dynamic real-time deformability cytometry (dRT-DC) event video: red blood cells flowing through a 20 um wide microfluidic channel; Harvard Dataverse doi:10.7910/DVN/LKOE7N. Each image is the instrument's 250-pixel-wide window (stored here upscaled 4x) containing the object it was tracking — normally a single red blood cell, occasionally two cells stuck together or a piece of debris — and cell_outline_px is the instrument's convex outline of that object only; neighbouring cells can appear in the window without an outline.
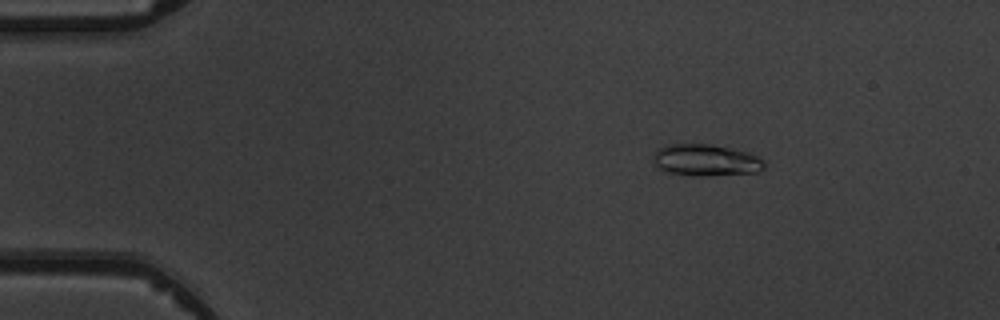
{"species": "common noctule bat (a hibernating species)", "species_latin": "Nyctalus noctula", "temperature_condition": "warm", "stored_images_in_passage": 5, "camera_frame_rate_fps": 3000, "um_per_image_px": 0.085, "animal": {"sex": "male", "body_mass_g": 19.5, "forearm_length_mm": 54.6}, "frame": {"image": 1, "passage_image": 3, "time_ms": 2.0, "image_size_px": [1000, 320], "cell_outline_px": [[764, 168], [760, 172], [708, 176], [692, 176], [668, 172], [656, 168], [652, 160], [656, 148], [668, 144], [712, 144], [732, 148], [748, 152], [764, 160]], "centroid_in_image_um": [59.97, 13.62], "position_along_channel_um": 25.0, "area_um2": 20.92}}